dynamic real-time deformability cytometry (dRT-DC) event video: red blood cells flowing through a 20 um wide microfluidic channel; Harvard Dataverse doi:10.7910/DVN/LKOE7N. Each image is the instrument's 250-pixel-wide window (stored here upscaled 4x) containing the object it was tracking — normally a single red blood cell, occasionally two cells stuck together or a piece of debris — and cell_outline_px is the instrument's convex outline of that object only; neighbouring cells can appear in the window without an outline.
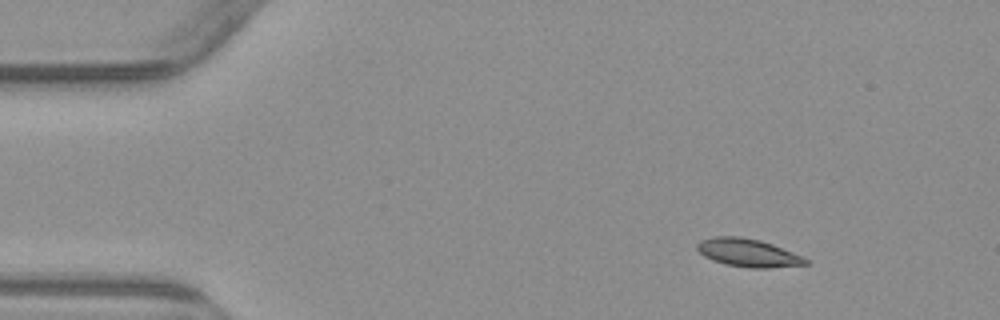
{"species": "common noctule bat (a hibernating species)", "species_latin": "Nyctalus noctula", "temperature_condition": "warm", "stored_images_in_passage": 5, "camera_frame_rate_fps": 3000, "um_per_image_px": 0.085, "animal": {"sex": "male", "body_mass_g": 23.1, "forearm_length_mm": 52.7}, "frame": {"image": 1, "passage_image": 1, "time_ms": 0.0, "image_size_px": [1000, 320], "cell_outline_px": [[808, 264], [768, 268], [748, 268], [724, 264], [712, 260], [704, 256], [696, 248], [696, 244], [700, 240], [712, 236], [740, 236], [760, 240], [772, 244], [804, 256], [808, 260]], "centroid_in_image_um": [63.57, 21.48], "position_along_channel_um": 21.4, "area_um2": 17.92}}
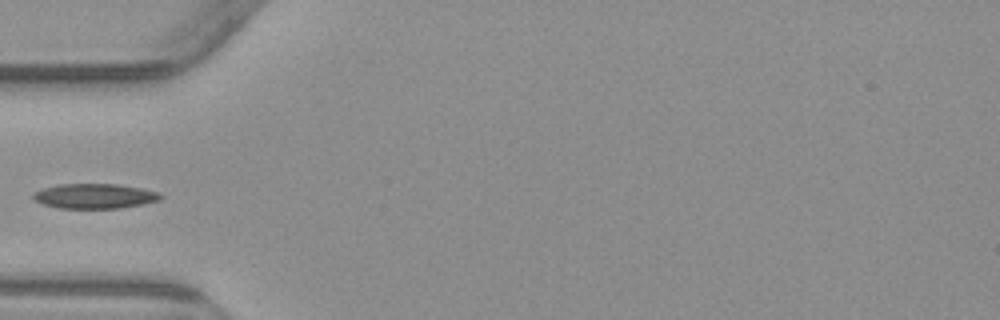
{"frame": {"image": 2, "passage_image": 4, "time_ms": 3.667, "image_size_px": [1000, 320], "cell_outline_px": [[164, 196], [160, 200], [144, 204], [120, 208], [60, 208], [44, 204], [32, 200], [32, 192], [44, 188], [60, 184], [116, 184], [140, 188], [156, 192]], "centroid_in_image_um": [8.02, 16.67], "position_along_channel_um": 77.0, "area_um2": 18.44}}
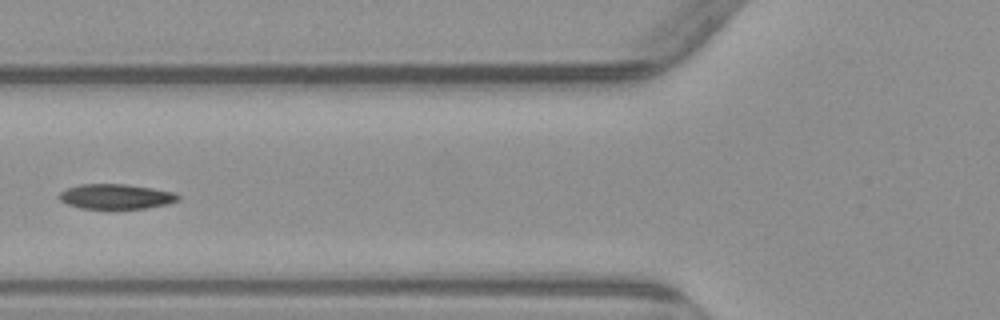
{"frame": {"image": 3, "passage_image": 5, "time_ms": 4.667, "image_size_px": [1000, 320], "cell_outline_px": [[180, 200], [168, 204], [148, 208], [108, 212], [80, 208], [68, 204], [60, 200], [60, 192], [68, 188], [80, 184], [124, 184], [152, 188], [172, 192], [180, 196]], "centroid_in_image_um": [9.86, 16.76], "position_along_channel_um": 115.9, "area_um2": 18.09}}